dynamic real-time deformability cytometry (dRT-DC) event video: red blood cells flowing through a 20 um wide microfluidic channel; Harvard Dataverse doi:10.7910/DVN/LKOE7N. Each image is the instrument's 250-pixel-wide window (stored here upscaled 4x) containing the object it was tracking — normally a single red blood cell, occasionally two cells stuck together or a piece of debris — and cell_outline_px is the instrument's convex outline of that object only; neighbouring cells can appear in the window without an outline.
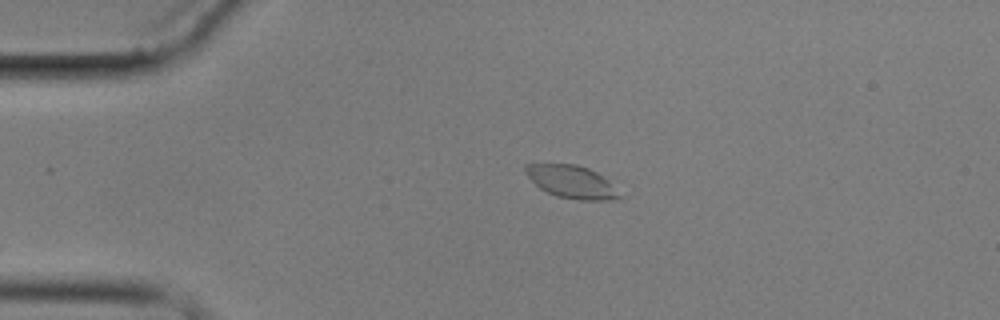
{"species": "common noctule bat (a hibernating species)", "species_latin": "Nyctalus noctula", "temperature_condition": "cold", "stored_images_in_passage": 1, "camera_frame_rate_fps": 3000, "um_per_image_px": 0.085, "animal": {"sex": "male", "body_mass_g": 17.9}, "frame": {"image": 1, "passage_image": 1, "time_ms": 0.0, "image_size_px": [1000, 320], "cell_outline_px": [[624, 196], [608, 200], [580, 200], [556, 196], [540, 188], [524, 172], [524, 164], [576, 164], [588, 168], [596, 172]], "centroid_in_image_um": [48.56, 15.45], "position_along_channel_um": 36.4, "area_um2": 17.63}}